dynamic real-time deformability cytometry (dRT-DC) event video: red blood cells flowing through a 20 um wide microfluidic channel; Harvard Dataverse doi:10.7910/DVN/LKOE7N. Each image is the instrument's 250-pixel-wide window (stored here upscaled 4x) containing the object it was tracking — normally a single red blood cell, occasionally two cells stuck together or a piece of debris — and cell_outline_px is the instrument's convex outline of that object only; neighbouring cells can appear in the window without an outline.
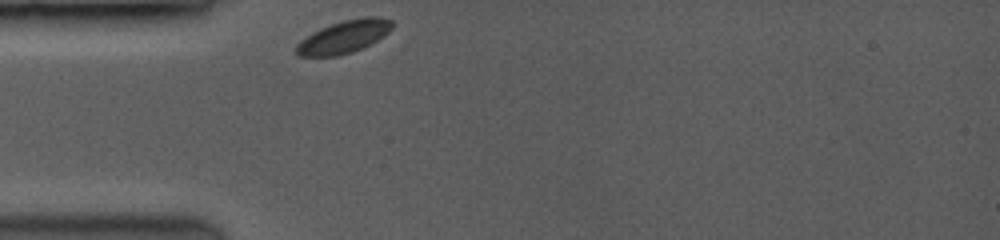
{"species": "common noctule bat (a hibernating species)", "species_latin": "Nyctalus noctula", "temperature_condition": "room temperature", "stored_images_in_passage": 1, "camera_frame_rate_fps": 3500, "um_per_image_px": 0.085, "animal": {"sex": "female", "body_mass_g": 19.0, "forearm_length_mm": 53.3}, "frame": {"image": 1, "passage_image": 1, "time_ms": 0.0, "image_size_px": [1000, 240], "cell_outline_px": [[392, 28], [384, 36], [352, 52], [336, 56], [300, 56], [296, 52], [296, 44], [300, 40], [312, 32], [320, 28], [344, 20], [364, 16], [380, 16], [392, 20]], "centroid_in_image_um": [29.23, 3.11], "position_along_channel_um": 55.8, "area_um2": 18.15}}